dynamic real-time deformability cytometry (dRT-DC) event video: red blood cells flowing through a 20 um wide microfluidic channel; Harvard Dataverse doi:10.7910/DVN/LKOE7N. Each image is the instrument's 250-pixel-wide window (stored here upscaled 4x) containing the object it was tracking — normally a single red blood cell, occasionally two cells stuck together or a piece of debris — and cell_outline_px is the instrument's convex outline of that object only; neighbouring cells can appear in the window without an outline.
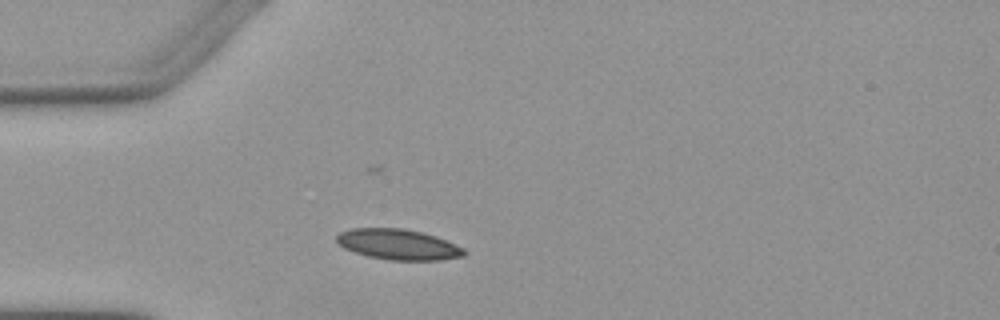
{"species": "Egyptian fruit bat (a non-hibernating species)", "species_latin": "Rousettus aegyptiacus", "temperature_condition": "warm", "stored_images_in_passage": 3, "camera_frame_rate_fps": 3000, "um_per_image_px": 0.085, "animal": {"sex": "female"}, "frame": {"image": 1, "passage_image": 2, "time_ms": 1.333, "image_size_px": [1000, 320], "cell_outline_px": [[464, 256], [440, 260], [392, 260], [368, 256], [344, 248], [336, 240], [336, 236], [340, 232], [352, 228], [400, 228], [420, 232], [436, 236], [456, 244], [464, 248]], "centroid_in_image_um": [33.85, 20.77], "position_along_channel_um": 51.1, "area_um2": 22.48}}